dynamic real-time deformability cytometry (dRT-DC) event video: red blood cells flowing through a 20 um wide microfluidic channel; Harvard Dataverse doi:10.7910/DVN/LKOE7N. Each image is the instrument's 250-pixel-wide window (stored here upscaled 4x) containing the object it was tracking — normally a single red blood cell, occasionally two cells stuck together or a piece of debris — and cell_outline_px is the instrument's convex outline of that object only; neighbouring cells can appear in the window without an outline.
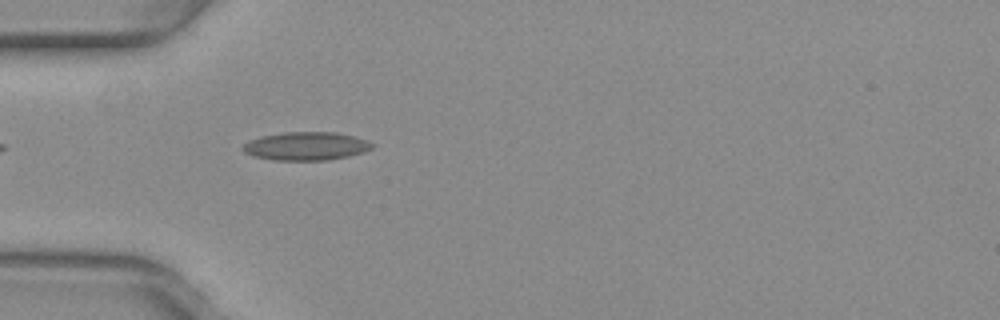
{"species": "common noctule bat (a hibernating species)", "species_latin": "Nyctalus noctula", "temperature_condition": "warm", "stored_images_in_passage": 32, "camera_frame_rate_fps": 3000, "um_per_image_px": 0.085, "animal": {"sex": "female", "body_mass_g": 29.2, "forearm_length_mm": 56.3}, "frame": {"image": 1, "passage_image": 1, "time_ms": 0.0, "image_size_px": [1000, 320], "cell_outline_px": [[376, 144], [372, 148], [364, 152], [348, 156], [324, 160], [272, 160], [252, 156], [244, 152], [240, 148], [248, 140], [260, 136], [284, 132], [336, 132], [368, 140]], "centroid_in_image_um": [25.99, 12.41], "position_along_channel_um": 59.0, "area_um2": 21.5}}
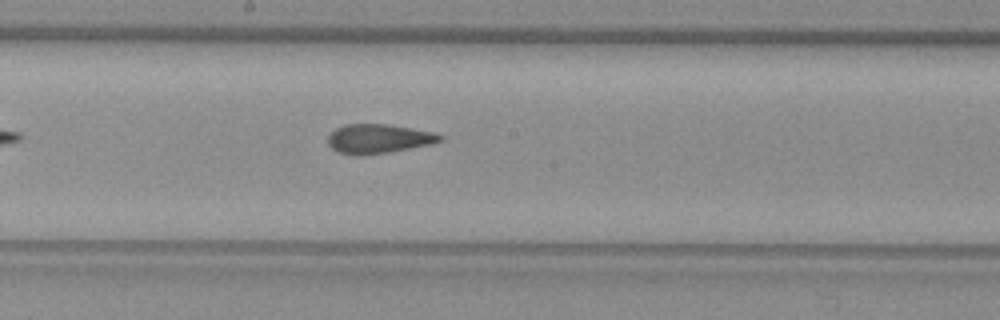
{"frame": {"image": 2, "passage_image": 13, "time_ms": 4.0, "image_size_px": [1000, 320], "cell_outline_px": [[444, 140], [432, 144], [388, 152], [360, 156], [356, 156], [336, 152], [328, 144], [328, 136], [336, 128], [344, 124], [384, 124], [432, 132], [444, 136]], "centroid_in_image_um": [32.14, 11.81], "position_along_channel_um": 216.1, "area_um2": 19.07}}
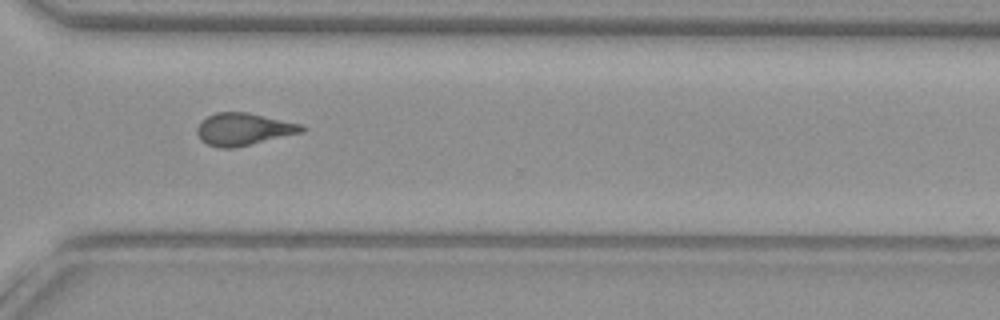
{"frame": {"image": 3, "passage_image": 23, "time_ms": 7.333, "image_size_px": [1000, 320], "cell_outline_px": [[304, 132], [232, 148], [220, 148], [208, 144], [200, 140], [196, 132], [196, 128], [208, 116], [216, 112], [248, 112], [300, 124], [304, 128]], "centroid_in_image_um": [20.67, 10.98], "position_along_channel_um": 349.9, "area_um2": 19.42}, "authors_computed_cell_mechanics": {"area_um2": 19.4208, "velocity_mm_per_s": 4.0205, "shape_relaxation_time_tau1_ms": null, "shape_relaxation_time_tau2_ms": 2.169, "deformation_change_tau1": null, "deformation_change_tau2": 0.0826}}